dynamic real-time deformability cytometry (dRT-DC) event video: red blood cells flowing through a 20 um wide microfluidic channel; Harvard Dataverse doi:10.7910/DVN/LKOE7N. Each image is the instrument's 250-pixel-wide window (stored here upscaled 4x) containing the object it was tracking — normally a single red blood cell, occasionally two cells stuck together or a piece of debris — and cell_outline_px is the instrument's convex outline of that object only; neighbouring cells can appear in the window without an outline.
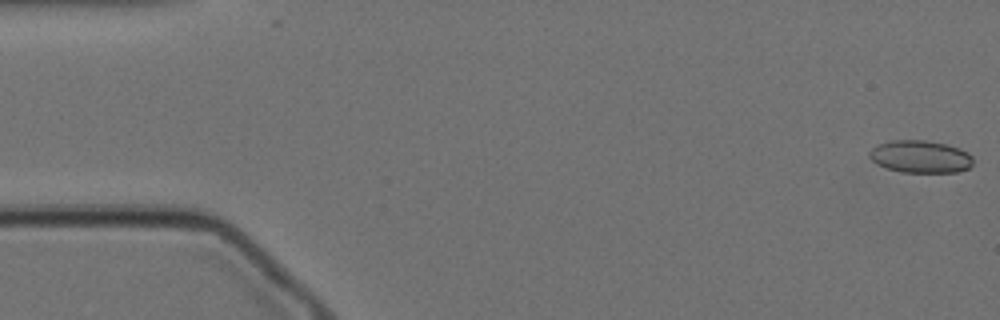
{"species": "Egyptian fruit bat (a non-hibernating species)", "species_latin": "Rousettus aegyptiacus", "temperature_condition": "cold", "stored_images_in_passage": 58, "camera_frame_rate_fps": 3000, "um_per_image_px": 0.085, "animal": {"sex": "female"}, "frame": {"image": 1, "passage_image": 1, "time_ms": 0.0, "image_size_px": [1000, 320], "cell_outline_px": [[972, 164], [968, 168], [960, 172], [900, 172], [876, 164], [868, 156], [868, 152], [876, 144], [892, 140], [924, 140], [944, 144], [960, 148], [968, 152], [972, 156]], "centroid_in_image_um": [78.21, 13.31], "position_along_channel_um": 6.8, "area_um2": 19.71}}
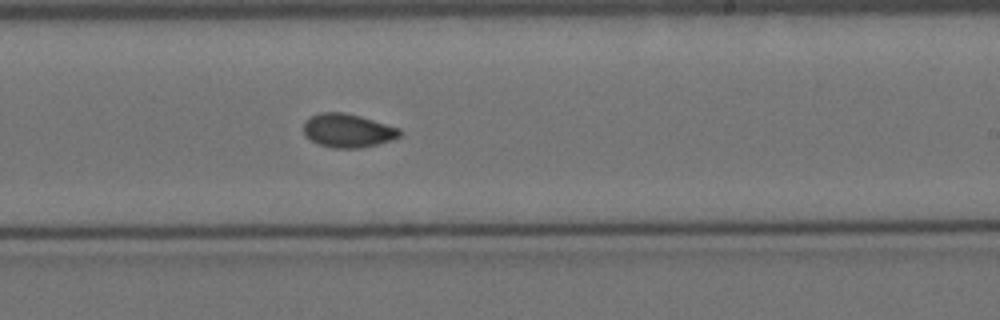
{"frame": {"image": 2, "passage_image": 34, "time_ms": 11.0, "image_size_px": [1000, 320], "cell_outline_px": [[404, 132], [400, 136], [392, 140], [360, 148], [332, 148], [316, 144], [304, 136], [304, 120], [320, 112], [344, 112], [360, 116], [400, 128]], "centroid_in_image_um": [29.55, 11.1], "position_along_channel_um": 259.5, "area_um2": 19.07}}
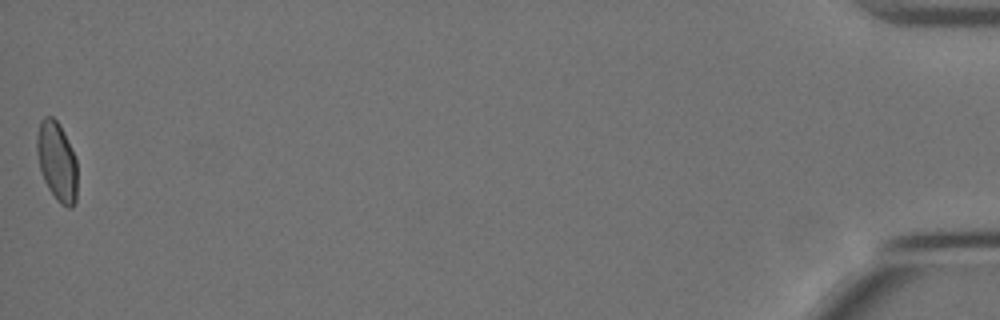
{"frame": {"image": 3, "passage_image": 58, "time_ms": 19.0, "image_size_px": [1000, 320], "cell_outline_px": [[76, 200], [72, 208], [68, 208], [60, 204], [56, 200], [48, 188], [44, 180], [40, 168], [36, 152], [36, 136], [40, 120], [44, 116], [52, 116], [60, 124], [64, 132], [76, 160]], "centroid_in_image_um": [4.82, 13.71], "position_along_channel_um": 430.4, "area_um2": 18.73}, "authors_computed_cell_mechanics": {"area_um2": 18.8428, "velocity_mm_per_s": 3.4393, "shape_relaxation_time_tau1_ms": null, "shape_relaxation_time_tau2_ms": 2.0175, "deformation_change_tau1": null, "deformation_change_tau2": 0.0391}}